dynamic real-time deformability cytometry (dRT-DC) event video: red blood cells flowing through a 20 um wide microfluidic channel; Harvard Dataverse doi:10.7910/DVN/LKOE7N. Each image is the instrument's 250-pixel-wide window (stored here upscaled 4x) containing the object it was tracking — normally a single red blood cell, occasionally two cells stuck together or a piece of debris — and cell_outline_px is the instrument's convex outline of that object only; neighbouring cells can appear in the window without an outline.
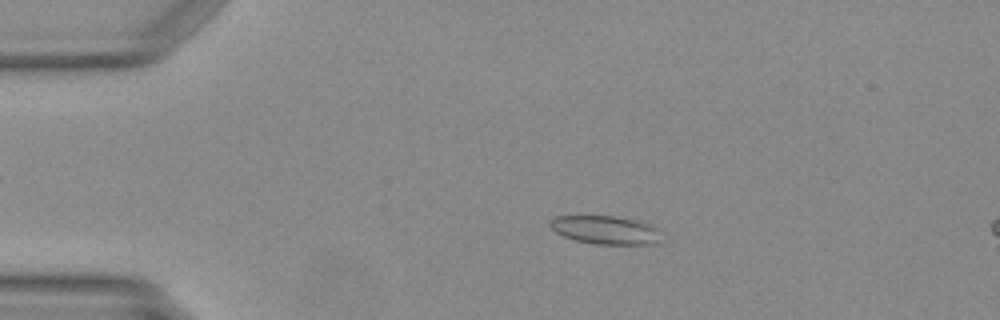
{"species": "Egyptian fruit bat (a non-hibernating species)", "species_latin": "Rousettus aegyptiacus", "temperature_condition": "warm", "stored_images_in_passage": 13, "camera_frame_rate_fps": 3000, "um_per_image_px": 0.085, "animal": {"sex": "female"}, "frame": {"image": 1, "passage_image": 8, "time_ms": 2.333, "image_size_px": [1000, 320], "cell_outline_px": [[656, 228], [652, 244], [596, 244], [576, 240], [564, 236], [556, 232], [548, 224], [556, 216], [616, 216], [648, 224]], "centroid_in_image_um": [51.32, 19.53], "position_along_channel_um": 33.7, "area_um2": 17.57}}